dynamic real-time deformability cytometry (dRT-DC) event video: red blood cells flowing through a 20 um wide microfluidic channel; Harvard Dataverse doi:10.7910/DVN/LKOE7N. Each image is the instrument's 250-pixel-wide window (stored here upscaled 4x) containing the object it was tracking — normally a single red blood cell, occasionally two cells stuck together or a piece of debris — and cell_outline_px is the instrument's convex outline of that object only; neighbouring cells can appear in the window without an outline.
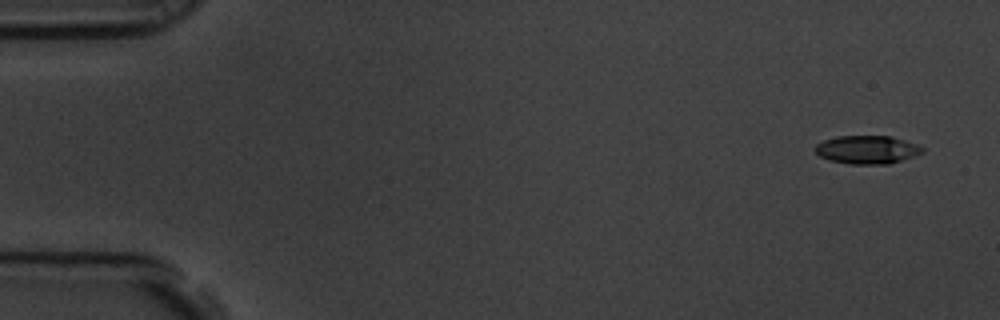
{"species": "common noctule bat (a hibernating species)", "species_latin": "Nyctalus noctula", "temperature_condition": "room temperature", "stored_images_in_passage": 5, "camera_frame_rate_fps": 3000, "um_per_image_px": 0.085, "animal": {"sex": "male", "body_mass_g": 19.5, "forearm_length_mm": 54.6}, "frame": {"image": 1, "passage_image": 1, "time_ms": 0.0, "image_size_px": [1000, 320], "cell_outline_px": [[924, 152], [888, 164], [852, 164], [828, 160], [820, 156], [816, 152], [816, 144], [824, 140], [836, 136], [892, 136], [920, 144], [924, 148]], "centroid_in_image_um": [73.73, 12.71], "position_along_channel_um": 11.3, "area_um2": 17.69}}
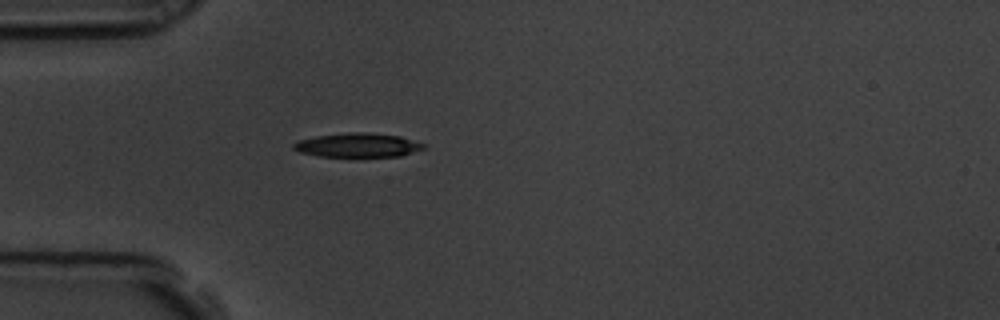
{"frame": {"image": 2, "passage_image": 5, "time_ms": 1.333, "image_size_px": [1000, 320], "cell_outline_px": [[424, 148], [400, 156], [320, 156], [300, 152], [292, 148], [292, 144], [300, 140], [316, 136], [348, 132], [364, 132], [400, 136], [424, 144]], "centroid_in_image_um": [30.38, 12.33], "position_along_channel_um": 54.6, "area_um2": 17.92}}